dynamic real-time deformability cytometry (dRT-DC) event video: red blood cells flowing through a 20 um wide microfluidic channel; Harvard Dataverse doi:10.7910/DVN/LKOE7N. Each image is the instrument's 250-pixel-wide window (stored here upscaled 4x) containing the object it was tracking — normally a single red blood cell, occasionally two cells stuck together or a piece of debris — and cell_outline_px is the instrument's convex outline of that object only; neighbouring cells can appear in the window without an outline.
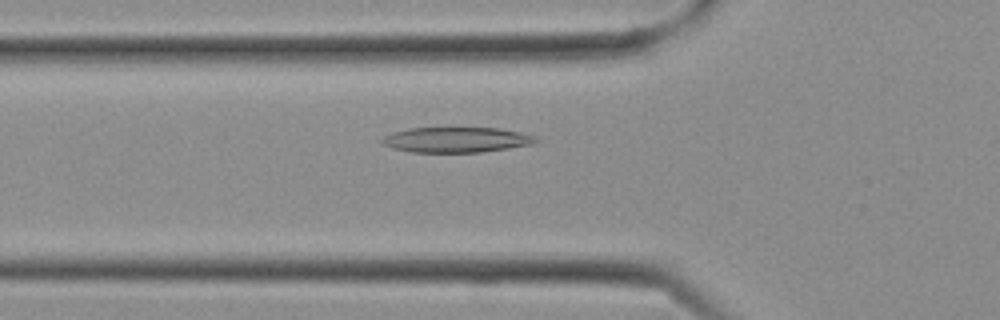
{"species": "Egyptian fruit bat (a non-hibernating species)", "species_latin": "Rousettus aegyptiacus", "temperature_condition": "cold", "stored_images_in_passage": 18, "camera_frame_rate_fps": 3000, "um_per_image_px": 0.085, "frame": {"image": 1, "passage_image": 9, "time_ms": 2.667, "image_size_px": [1000, 320], "cell_outline_px": [[540, 140], [532, 144], [508, 148], [480, 152], [412, 152], [392, 148], [384, 144], [380, 140], [384, 136], [392, 132], [408, 128], [500, 128], [520, 132], [536, 136]], "centroid_in_image_um": [38.79, 11.87], "position_along_channel_um": 87.0, "area_um2": 22.66}}
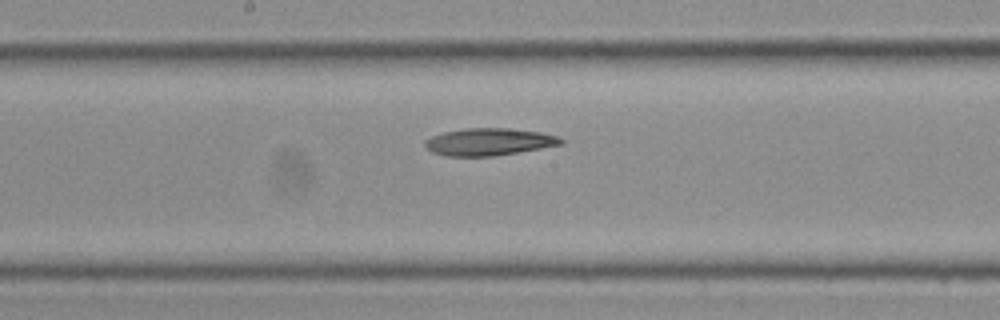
{"frame": {"image": 2, "passage_image": 14, "time_ms": 4.333, "image_size_px": [1000, 320], "cell_outline_px": [[564, 144], [492, 156], [444, 156], [432, 152], [424, 148], [424, 140], [432, 136], [444, 132], [464, 128], [508, 128], [540, 132], [556, 136], [564, 140]], "centroid_in_image_um": [41.51, 12.05], "position_along_channel_um": 206.7, "area_um2": 21.56}}
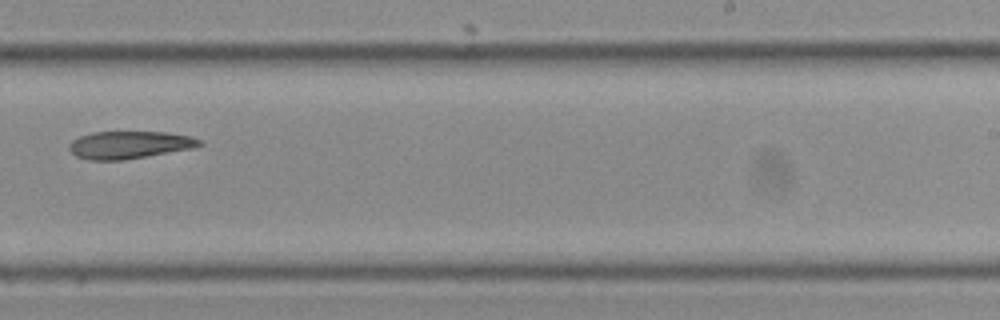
{"frame": {"image": 3, "passage_image": 17, "time_ms": 5.333, "image_size_px": [1000, 320], "cell_outline_px": [[204, 144], [192, 148], [124, 160], [88, 160], [76, 156], [68, 148], [68, 144], [72, 140], [80, 136], [92, 132], [168, 132], [188, 136], [200, 140]], "centroid_in_image_um": [10.96, 12.31], "position_along_channel_um": 278.0, "area_um2": 20.81}}